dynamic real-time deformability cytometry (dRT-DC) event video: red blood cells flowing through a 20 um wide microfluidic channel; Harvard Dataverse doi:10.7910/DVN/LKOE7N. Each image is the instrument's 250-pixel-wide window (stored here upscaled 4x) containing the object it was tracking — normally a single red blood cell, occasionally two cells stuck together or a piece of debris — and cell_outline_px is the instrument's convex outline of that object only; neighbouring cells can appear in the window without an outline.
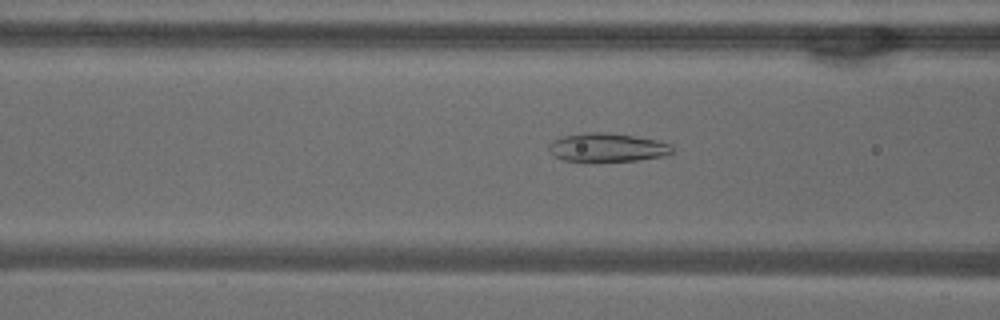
{"species": "common noctule bat (a hibernating species)", "species_latin": "Nyctalus noctula", "temperature_condition": "warm", "stored_images_in_passage": 46, "camera_frame_rate_fps": 3000, "um_per_image_px": 0.085, "animal": {"sex": "male", "body_mass_g": 18.8}, "frame": {"image": 1, "passage_image": 14, "time_ms": 4.333, "image_size_px": [1000, 320], "cell_outline_px": [[672, 152], [668, 156], [636, 160], [596, 164], [564, 160], [552, 156], [548, 148], [548, 144], [552, 140], [560, 136], [592, 132], [608, 132], [656, 140], [672, 144]], "centroid_in_image_um": [51.57, 12.58], "position_along_channel_um": 115.0, "area_um2": 21.44}}
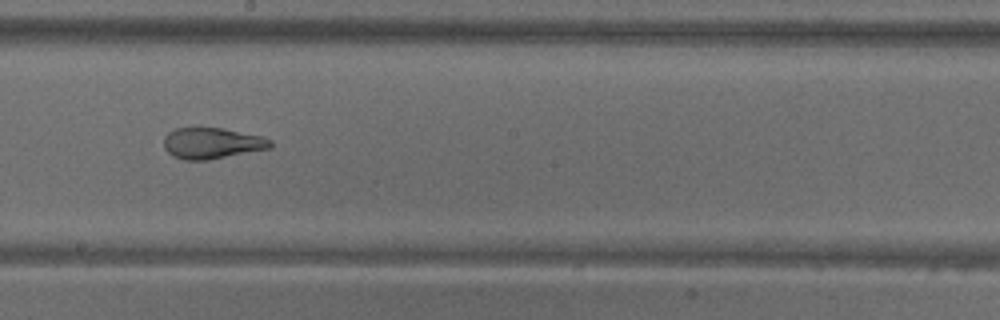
{"frame": {"image": 2, "passage_image": 23, "time_ms": 7.333, "image_size_px": [1000, 320], "cell_outline_px": [[272, 148], [208, 160], [184, 160], [172, 156], [164, 148], [164, 136], [168, 132], [176, 128], [224, 128], [260, 136], [272, 140]], "centroid_in_image_um": [18.01, 12.18], "position_along_channel_um": 230.2, "area_um2": 19.36}}
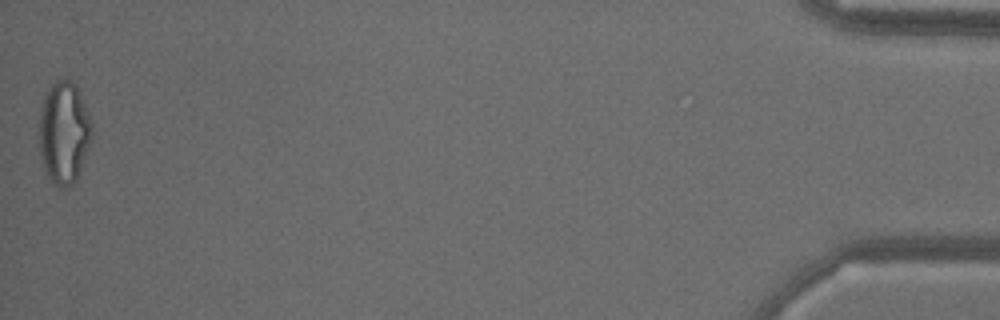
{"frame": {"image": 3, "passage_image": 46, "time_ms": 15.0, "image_size_px": [1000, 320], "cell_outline_px": [[92, 132], [88, 148], [76, 180], [68, 188], [56, 188], [52, 184], [44, 172], [40, 152], [40, 108], [44, 96], [48, 88], [56, 80], [72, 80], [76, 84], [92, 124]], "centroid_in_image_um": [5.42, 11.31], "position_along_channel_um": 429.8, "area_um2": 31.44}, "authors_computed_cell_mechanics": {"area_um2": 23.7269, "velocity_mm_per_s": 3.8431, "shape_relaxation_time_tau1_ms": null, "shape_relaxation_time_tau2_ms": 1.3448, "deformation_change_tau1": null, "deformation_change_tau2": 0.0953}}